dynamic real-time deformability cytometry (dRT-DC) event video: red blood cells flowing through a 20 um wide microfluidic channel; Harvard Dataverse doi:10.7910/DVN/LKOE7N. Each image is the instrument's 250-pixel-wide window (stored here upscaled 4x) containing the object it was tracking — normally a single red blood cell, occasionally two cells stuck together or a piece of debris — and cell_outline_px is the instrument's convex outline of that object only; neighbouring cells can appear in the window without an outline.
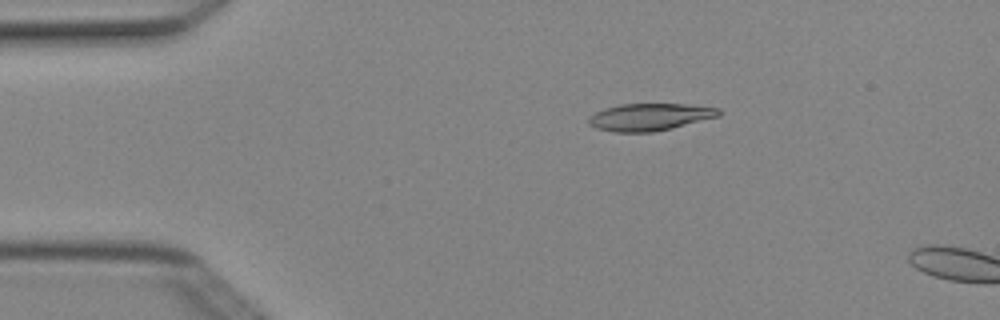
{"species": "Egyptian fruit bat (a non-hibernating species)", "species_latin": "Rousettus aegyptiacus", "temperature_condition": "cold", "stored_images_in_passage": 3, "camera_frame_rate_fps": 3000, "um_per_image_px": 0.085, "animal": {"sex": "female"}, "frame": {"image": 1, "passage_image": 2, "time_ms": 0.333, "image_size_px": [1000, 320], "cell_outline_px": [[720, 116], [672, 128], [652, 132], [616, 132], [596, 128], [588, 124], [588, 116], [604, 108], [620, 104], [684, 104], [720, 108]], "centroid_in_image_um": [55.21, 9.94], "position_along_channel_um": 29.8, "area_um2": 20.63}}